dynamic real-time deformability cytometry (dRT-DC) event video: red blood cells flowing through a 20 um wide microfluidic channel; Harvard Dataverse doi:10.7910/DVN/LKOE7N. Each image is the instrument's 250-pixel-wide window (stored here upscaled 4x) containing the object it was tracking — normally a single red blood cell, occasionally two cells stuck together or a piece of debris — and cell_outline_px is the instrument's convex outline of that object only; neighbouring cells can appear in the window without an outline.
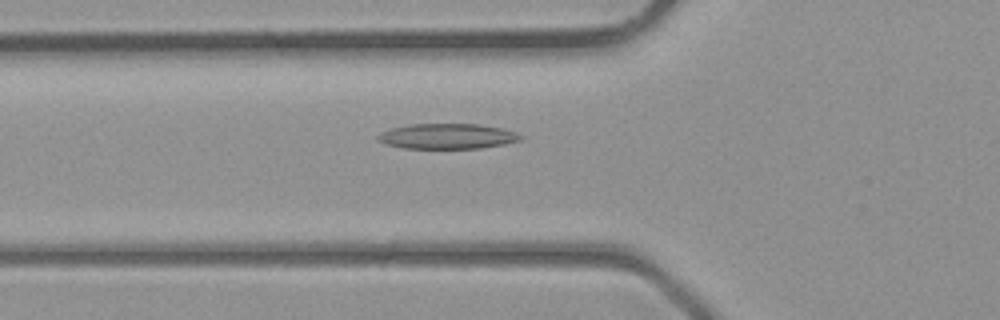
{"species": "common noctule bat (a hibernating species)", "species_latin": "Nyctalus noctula", "temperature_condition": "room temperature", "stored_images_in_passage": 26, "camera_frame_rate_fps": 3000, "um_per_image_px": 0.085, "animal": {"sex": "male", "body_mass_g": 23.1, "forearm_length_mm": 52.7}, "frame": {"image": 1, "passage_image": 3, "time_ms": 0.667, "image_size_px": [1000, 320], "cell_outline_px": [[524, 136], [520, 140], [504, 144], [480, 148], [400, 148], [384, 144], [376, 140], [376, 136], [392, 128], [408, 124], [476, 124], [500, 128], [516, 132]], "centroid_in_image_um": [37.99, 11.58], "position_along_channel_um": 87.8, "area_um2": 20.98}}
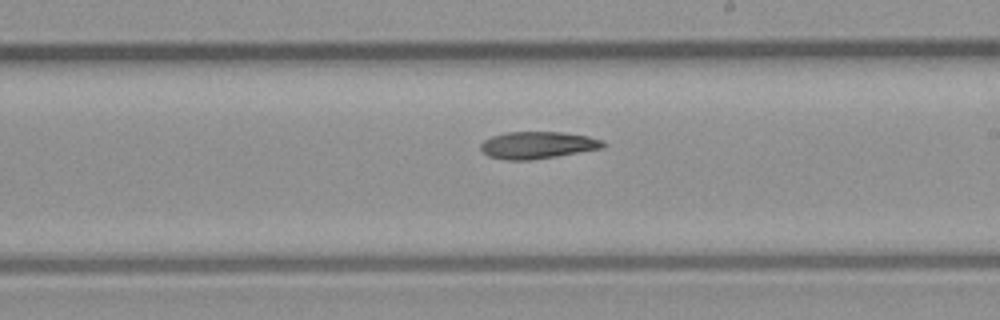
{"frame": {"image": 2, "passage_image": 12, "time_ms": 3.667, "image_size_px": [1000, 320], "cell_outline_px": [[608, 144], [604, 148], [556, 156], [528, 160], [508, 160], [488, 156], [480, 148], [480, 144], [484, 140], [492, 136], [508, 132], [564, 132], [588, 136], [604, 140]], "centroid_in_image_um": [45.74, 12.33], "position_along_channel_um": 243.3, "area_um2": 19.36}}
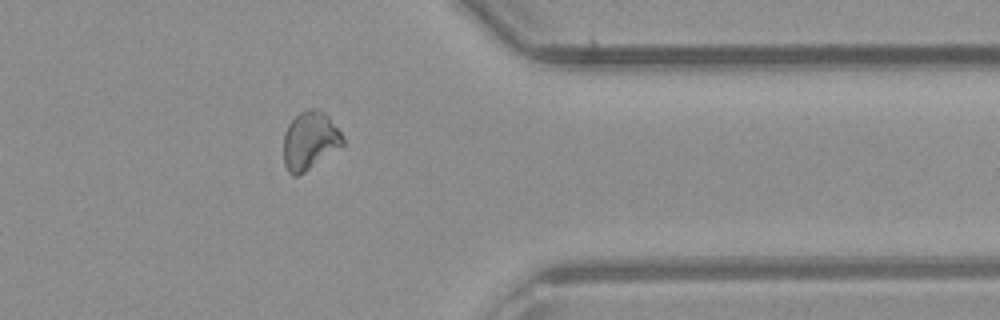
{"frame": {"image": 3, "passage_image": 21, "time_ms": 6.667, "image_size_px": [1000, 320], "cell_outline_px": [[344, 144], [304, 172], [296, 176], [292, 176], [288, 172], [284, 164], [284, 132], [288, 124], [300, 112], [308, 108], [316, 108], [324, 112], [328, 116], [344, 136]], "centroid_in_image_um": [26.33, 11.93], "position_along_channel_um": 385.1, "area_um2": 19.94}}